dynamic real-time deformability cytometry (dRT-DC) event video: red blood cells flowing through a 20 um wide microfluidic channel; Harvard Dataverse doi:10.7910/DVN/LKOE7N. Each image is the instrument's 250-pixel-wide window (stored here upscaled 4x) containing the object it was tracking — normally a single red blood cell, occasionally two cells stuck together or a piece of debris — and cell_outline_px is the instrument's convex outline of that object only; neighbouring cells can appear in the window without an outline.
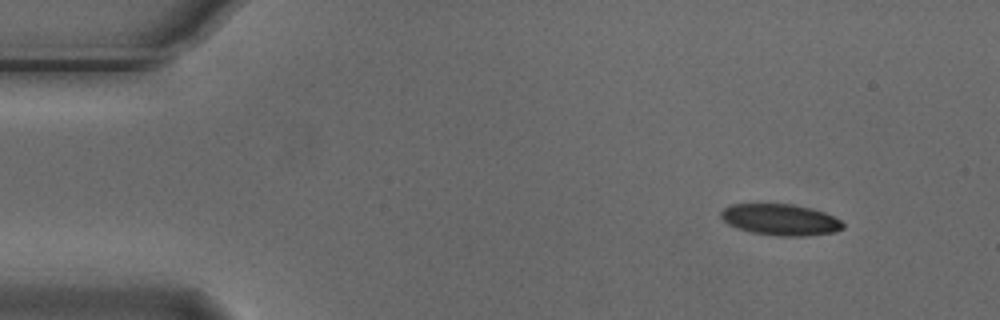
{"species": "Egyptian fruit bat (a non-hibernating species)", "species_latin": "Rousettus aegyptiacus", "temperature_condition": "cold", "stored_images_in_passage": 5, "segment_of_instrument_passage": [1, 2], "camera_frame_rate_fps": 3000, "um_per_image_px": 0.085, "animal": {"sex": "male"}, "frame": {"image": 1, "passage_image": 1, "time_ms": 0.0, "image_size_px": [1000, 320], "cell_outline_px": [[844, 228], [836, 232], [808, 236], [780, 236], [752, 232], [736, 228], [728, 224], [720, 216], [720, 212], [724, 208], [732, 204], [792, 204], [812, 208], [824, 212], [840, 220], [844, 224]], "centroid_in_image_um": [66.35, 18.67], "position_along_channel_um": 18.6, "area_um2": 22.31}}